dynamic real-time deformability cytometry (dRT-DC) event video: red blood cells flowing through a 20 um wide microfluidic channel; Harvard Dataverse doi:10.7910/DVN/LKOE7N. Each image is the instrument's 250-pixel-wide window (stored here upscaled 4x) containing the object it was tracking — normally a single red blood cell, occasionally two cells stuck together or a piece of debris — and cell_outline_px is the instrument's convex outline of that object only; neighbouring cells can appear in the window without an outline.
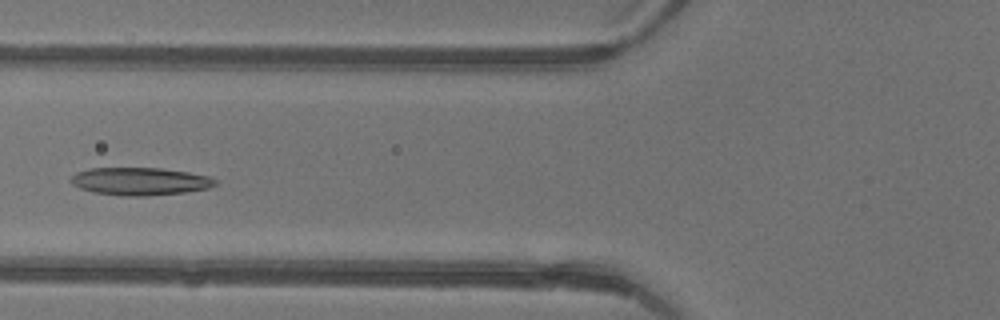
{"species": "common noctule bat (a hibernating species)", "species_latin": "Nyctalus noctula", "temperature_condition": "warm", "stored_images_in_passage": 5, "camera_frame_rate_fps": 3000, "um_per_image_px": 0.085, "animal": {"sex": "female"}, "frame": {"image": 1, "passage_image": 5, "time_ms": 1.333, "image_size_px": [1000, 320], "cell_outline_px": [[216, 184], [208, 188], [184, 192], [148, 196], [124, 196], [92, 192], [80, 188], [72, 184], [68, 180], [76, 172], [92, 168], [160, 168], [188, 172], [208, 176], [216, 180]], "centroid_in_image_um": [11.86, 15.41], "position_along_channel_um": 113.9, "area_um2": 23.29}}